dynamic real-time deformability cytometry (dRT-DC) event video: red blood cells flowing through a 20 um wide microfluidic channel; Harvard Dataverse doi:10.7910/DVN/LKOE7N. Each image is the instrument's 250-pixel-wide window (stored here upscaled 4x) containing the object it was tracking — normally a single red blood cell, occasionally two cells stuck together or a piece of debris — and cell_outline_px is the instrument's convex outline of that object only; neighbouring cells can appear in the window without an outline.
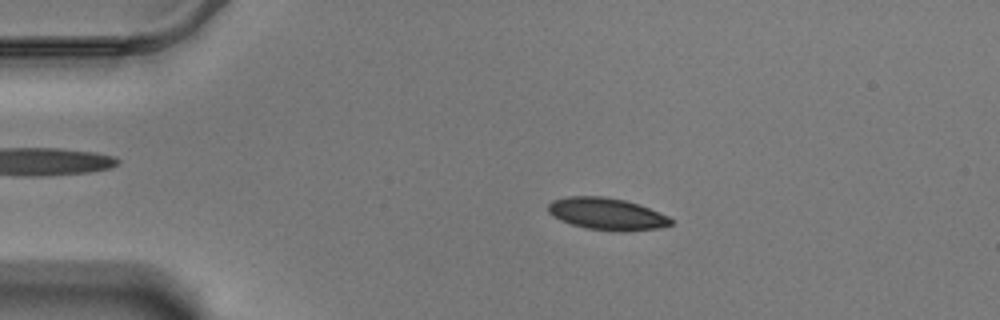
{"species": "Egyptian fruit bat (a non-hibernating species)", "species_latin": "Rousettus aegyptiacus", "temperature_condition": "warm", "stored_images_in_passage": 59, "camera_frame_rate_fps": 3000, "um_per_image_px": 0.085, "animal": {"sex": "male"}, "frame": {"image": 1, "passage_image": 12, "time_ms": 3.667, "image_size_px": [1000, 320], "cell_outline_px": [[672, 224], [660, 228], [624, 232], [620, 232], [584, 228], [560, 220], [548, 212], [548, 204], [552, 200], [568, 196], [604, 196], [624, 200], [648, 208], [668, 216], [672, 220]], "centroid_in_image_um": [51.56, 18.19], "position_along_channel_um": 33.4, "area_um2": 22.89}}
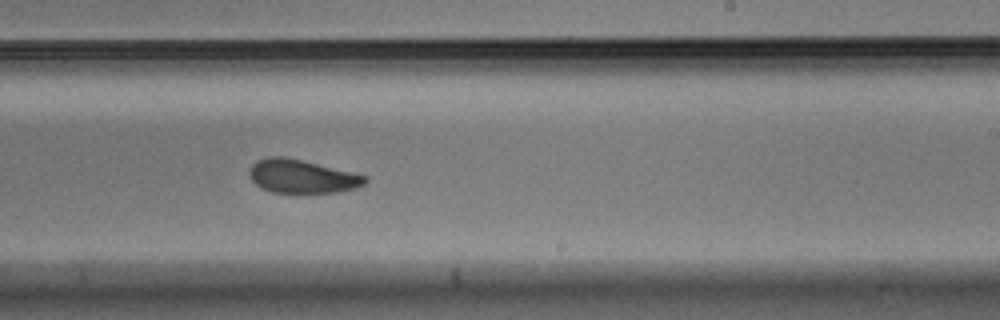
{"frame": {"image": 2, "passage_image": 36, "time_ms": 11.667, "image_size_px": [1000, 320], "cell_outline_px": [[368, 180], [364, 184], [356, 188], [336, 192], [272, 192], [260, 188], [248, 176], [248, 172], [252, 164], [256, 160], [268, 156], [284, 156], [352, 172], [368, 176]], "centroid_in_image_um": [25.63, 14.98], "position_along_channel_um": 263.4, "area_um2": 22.54}}
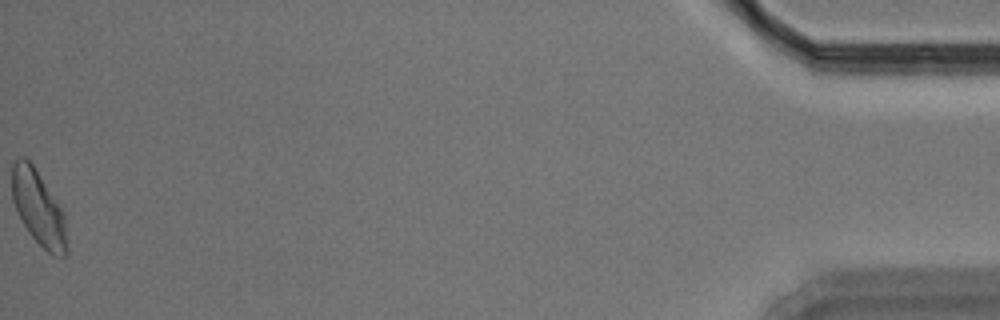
{"frame": {"image": 3, "passage_image": 59, "time_ms": 19.333, "image_size_px": [1000, 320], "cell_outline_px": [[68, 252], [64, 256], [52, 256], [28, 232], [16, 212], [12, 200], [12, 164], [20, 156], [24, 156], [32, 164], [60, 208], [64, 216], [68, 248]], "centroid_in_image_um": [3.25, 17.71], "position_along_channel_um": 432.0, "area_um2": 23.58}, "authors_computed_cell_mechanics": {"area_um2": 23.1778, "velocity_mm_per_s": 3.456, "shape_relaxation_time_tau1_ms": 3.717, "shape_relaxation_time_tau2_ms": 2.4219, "deformation_change_tau1": 0.1281, "deformation_change_tau2": 0.0752}}